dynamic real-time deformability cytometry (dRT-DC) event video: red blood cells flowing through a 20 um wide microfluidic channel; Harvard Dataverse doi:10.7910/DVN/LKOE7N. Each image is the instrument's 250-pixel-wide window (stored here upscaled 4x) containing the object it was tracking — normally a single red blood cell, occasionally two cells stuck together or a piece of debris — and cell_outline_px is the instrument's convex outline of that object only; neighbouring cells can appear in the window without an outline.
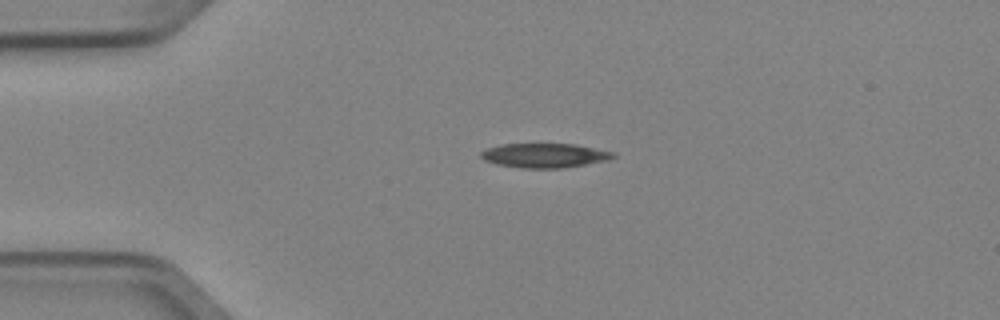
{"species": "Egyptian fruit bat (a non-hibernating species)", "species_latin": "Rousettus aegyptiacus", "temperature_condition": "cold", "stored_images_in_passage": 4, "camera_frame_rate_fps": 3000, "um_per_image_px": 0.085, "animal": {"sex": "female"}, "frame": {"image": 1, "passage_image": 2, "time_ms": 0.333, "image_size_px": [1000, 320], "cell_outline_px": [[616, 156], [608, 160], [564, 168], [520, 168], [496, 164], [484, 160], [480, 156], [480, 152], [488, 148], [500, 144], [572, 144], [616, 152]], "centroid_in_image_um": [46.28, 13.22], "position_along_channel_um": 38.7, "area_um2": 18.79}}
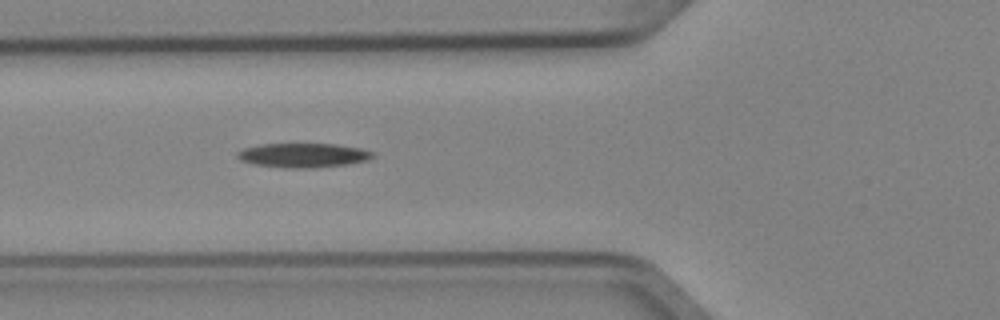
{"frame": {"image": 2, "passage_image": 4, "time_ms": 1.0, "image_size_px": [1000, 320], "cell_outline_px": [[372, 156], [368, 160], [348, 164], [312, 168], [284, 168], [252, 164], [240, 160], [236, 156], [236, 152], [244, 148], [260, 144], [332, 144], [360, 148], [372, 152]], "centroid_in_image_um": [25.7, 13.21], "position_along_channel_um": 100.1, "area_um2": 19.13}}